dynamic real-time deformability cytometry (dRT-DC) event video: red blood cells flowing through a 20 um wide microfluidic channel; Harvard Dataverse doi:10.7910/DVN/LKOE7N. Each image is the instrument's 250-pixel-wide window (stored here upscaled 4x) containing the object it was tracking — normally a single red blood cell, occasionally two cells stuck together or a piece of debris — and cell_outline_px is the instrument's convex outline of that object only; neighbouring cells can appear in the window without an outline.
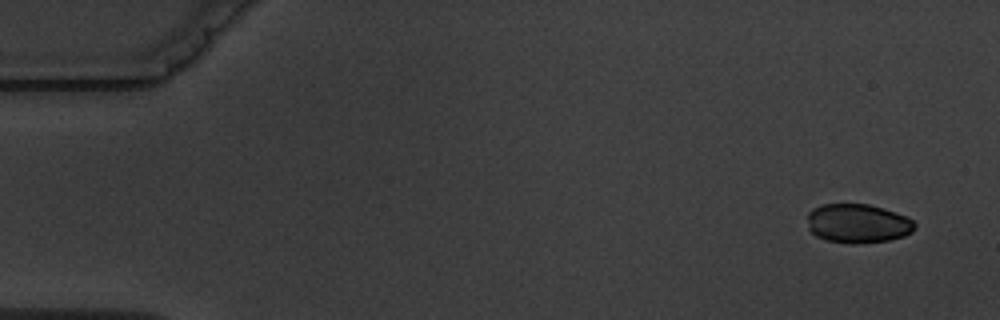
{"species": "common noctule bat (a hibernating species)", "species_latin": "Nyctalus noctula", "temperature_condition": "warm", "stored_images_in_passage": 5, "segment_of_instrument_passage": [1, 2], "camera_frame_rate_fps": 3000, "um_per_image_px": 0.085, "animal": {"sex": "male", "body_mass_g": 19.5, "forearm_length_mm": 54.6}, "frame": {"image": 1, "passage_image": 1, "time_ms": 0.0, "image_size_px": [1000, 320], "cell_outline_px": [[916, 228], [912, 232], [904, 236], [888, 240], [856, 244], [852, 244], [824, 240], [816, 236], [808, 228], [808, 212], [812, 208], [820, 204], [868, 204], [884, 208], [908, 216], [916, 224]], "centroid_in_image_um": [72.91, 18.99], "position_along_channel_um": 12.1, "area_um2": 24.8}}